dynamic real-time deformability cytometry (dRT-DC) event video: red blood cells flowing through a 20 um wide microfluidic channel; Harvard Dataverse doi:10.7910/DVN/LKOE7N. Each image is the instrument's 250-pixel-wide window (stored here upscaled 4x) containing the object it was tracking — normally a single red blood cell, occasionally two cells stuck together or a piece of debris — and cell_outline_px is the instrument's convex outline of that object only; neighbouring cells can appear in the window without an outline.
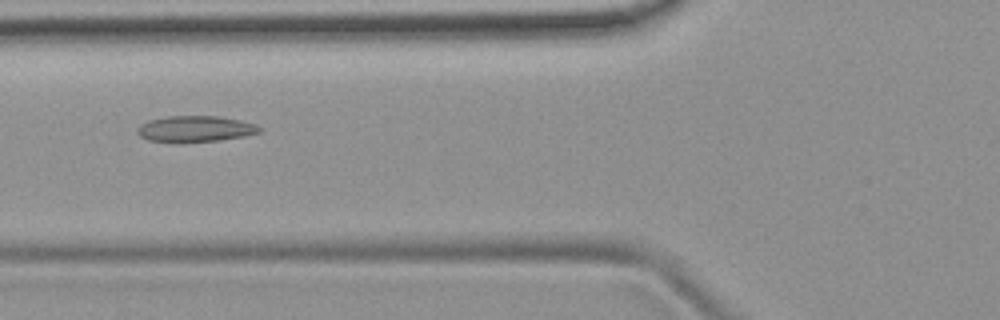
{"species": "common noctule bat (a hibernating species)", "species_latin": "Nyctalus noctula", "temperature_condition": "room temperature", "stored_images_in_passage": 45, "camera_frame_rate_fps": 3000, "um_per_image_px": 0.085, "animal": {"sex": "female", "body_mass_g": 19.9}, "frame": {"image": 1, "passage_image": 13, "time_ms": 4.0, "image_size_px": [1000, 320], "cell_outline_px": [[260, 132], [244, 136], [216, 140], [180, 144], [176, 144], [148, 140], [140, 136], [136, 132], [136, 128], [140, 124], [148, 120], [164, 116], [220, 116], [240, 120], [256, 124], [260, 128]], "centroid_in_image_um": [16.51, 10.97], "position_along_channel_um": 109.3, "area_um2": 19.02}}
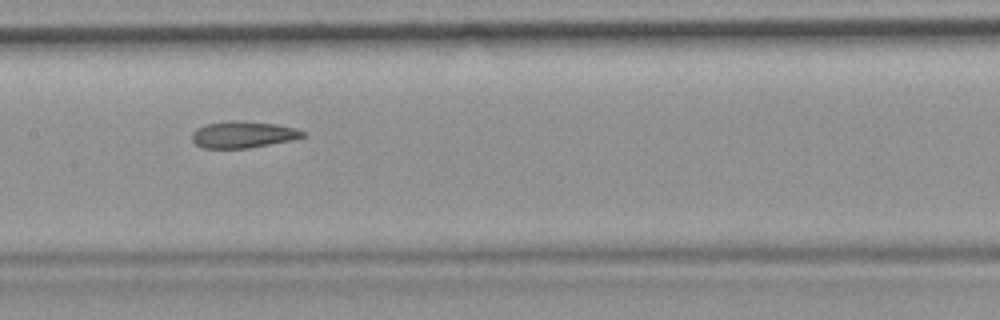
{"frame": {"image": 2, "passage_image": 19, "time_ms": 6.0, "image_size_px": [1000, 320], "cell_outline_px": [[304, 136], [292, 140], [248, 148], [204, 148], [196, 144], [192, 140], [192, 132], [196, 128], [208, 124], [232, 120], [240, 120], [276, 124], [296, 128], [304, 132]], "centroid_in_image_um": [20.65, 11.43], "position_along_channel_um": 186.8, "area_um2": 17.11}}
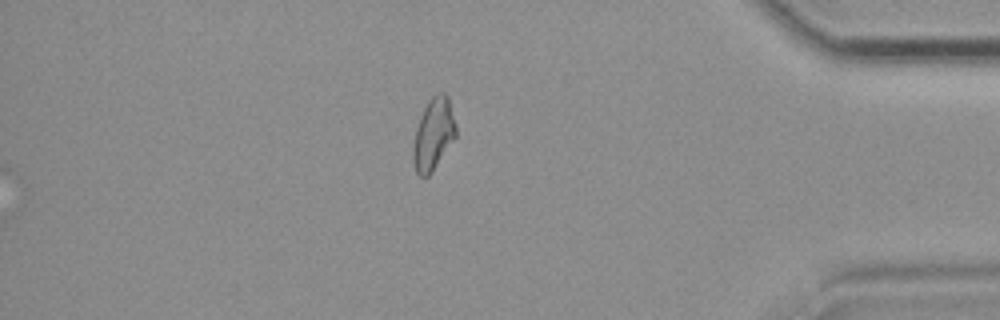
{"frame": {"image": 3, "passage_image": 38, "time_ms": 12.333, "image_size_px": [1000, 320], "cell_outline_px": [[456, 136], [432, 172], [428, 176], [420, 176], [416, 172], [412, 156], [412, 148], [416, 128], [424, 108], [428, 100], [436, 92], [444, 92], [448, 96], [456, 124]], "centroid_in_image_um": [36.84, 11.38], "position_along_channel_um": 398.4, "area_um2": 17.92}, "authors_computed_cell_mechanics": {"area_um2": 17.918, "velocity_mm_per_s": 3.8748, "shape_relaxation_time_tau1_ms": null, "shape_relaxation_time_tau2_ms": 2.579, "deformation_change_tau1": null, "deformation_change_tau2": 0.0861}}